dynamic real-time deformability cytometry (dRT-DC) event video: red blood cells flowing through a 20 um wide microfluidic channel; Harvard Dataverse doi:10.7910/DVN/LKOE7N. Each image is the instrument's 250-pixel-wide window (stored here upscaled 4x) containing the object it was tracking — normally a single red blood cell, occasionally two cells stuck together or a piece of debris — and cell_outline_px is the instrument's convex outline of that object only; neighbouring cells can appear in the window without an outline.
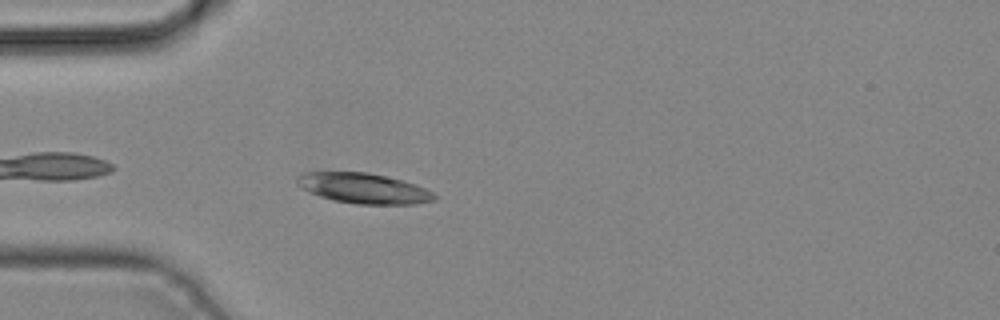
{"species": "common noctule bat (a hibernating species)", "species_latin": "Nyctalus noctula", "temperature_condition": "cold", "stored_images_in_passage": 27, "camera_frame_rate_fps": 3000, "um_per_image_px": 0.085, "animal": {"sex": "male", "body_mass_g": 19.2, "forearm_length_mm": 51.8}, "frame": {"image": 1, "passage_image": 2, "time_ms": 0.333, "image_size_px": [1000, 320], "cell_outline_px": [[436, 200], [412, 204], [356, 204], [332, 200], [308, 192], [300, 188], [296, 184], [296, 180], [304, 172], [368, 172], [400, 180], [424, 188], [432, 192], [436, 196]], "centroid_in_image_um": [30.85, 16.01], "position_along_channel_um": 54.1, "area_um2": 24.04}}
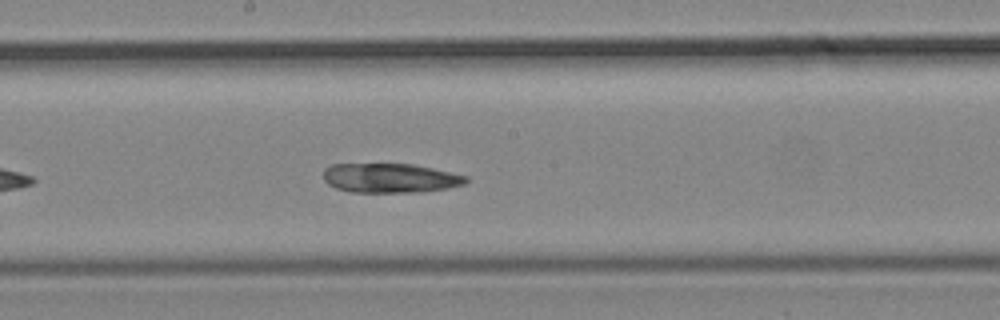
{"frame": {"image": 2, "passage_image": 13, "time_ms": 4.0, "image_size_px": [1000, 320], "cell_outline_px": [[468, 180], [464, 184], [448, 188], [420, 192], [352, 192], [336, 188], [328, 184], [324, 180], [324, 168], [332, 164], [412, 164], [432, 168], [468, 176]], "centroid_in_image_um": [33.16, 15.13], "position_along_channel_um": 215.0, "area_um2": 24.39}}
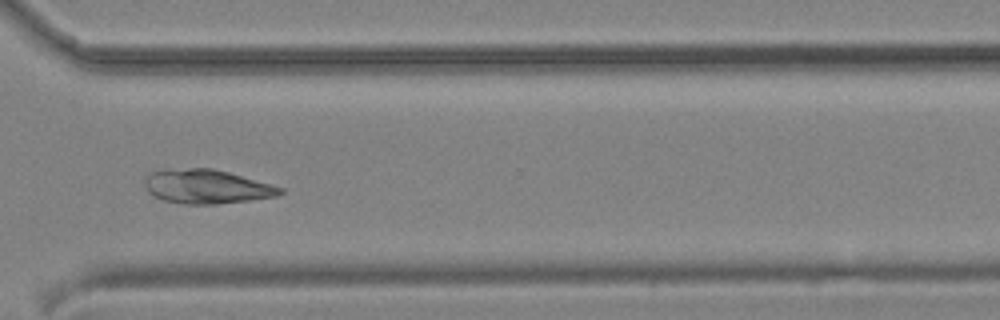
{"frame": {"image": 3, "passage_image": 22, "time_ms": 7.0, "image_size_px": [1000, 320], "cell_outline_px": [[284, 192], [276, 196], [248, 200], [216, 204], [184, 204], [164, 200], [148, 192], [144, 184], [144, 180], [152, 172], [188, 168], [212, 168], [228, 172], [284, 188]], "centroid_in_image_um": [17.58, 15.87], "position_along_channel_um": 353.0, "area_um2": 26.41}}